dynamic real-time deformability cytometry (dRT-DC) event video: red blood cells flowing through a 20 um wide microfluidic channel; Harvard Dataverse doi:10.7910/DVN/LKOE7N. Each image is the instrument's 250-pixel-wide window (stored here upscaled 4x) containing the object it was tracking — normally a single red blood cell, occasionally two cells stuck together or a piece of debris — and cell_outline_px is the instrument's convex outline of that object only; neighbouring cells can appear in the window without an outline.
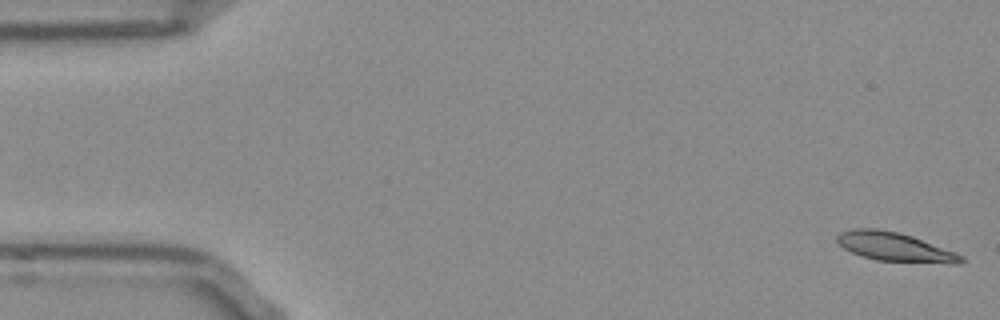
{"species": "Egyptian fruit bat (a non-hibernating species)", "species_latin": "Rousettus aegyptiacus", "temperature_condition": "room temperature", "stored_images_in_passage": 10, "camera_frame_rate_fps": 3000, "um_per_image_px": 0.085, "frame": {"image": 1, "passage_image": 1, "time_ms": 0.0, "image_size_px": [1000, 320], "cell_outline_px": [[964, 260], [960, 264], [948, 264], [876, 260], [860, 256], [844, 248], [836, 240], [836, 236], [840, 232], [852, 228], [876, 228], [896, 232], [912, 236], [956, 252], [964, 256]], "centroid_in_image_um": [76.08, 21.0], "position_along_channel_um": 8.9, "area_um2": 21.04}}